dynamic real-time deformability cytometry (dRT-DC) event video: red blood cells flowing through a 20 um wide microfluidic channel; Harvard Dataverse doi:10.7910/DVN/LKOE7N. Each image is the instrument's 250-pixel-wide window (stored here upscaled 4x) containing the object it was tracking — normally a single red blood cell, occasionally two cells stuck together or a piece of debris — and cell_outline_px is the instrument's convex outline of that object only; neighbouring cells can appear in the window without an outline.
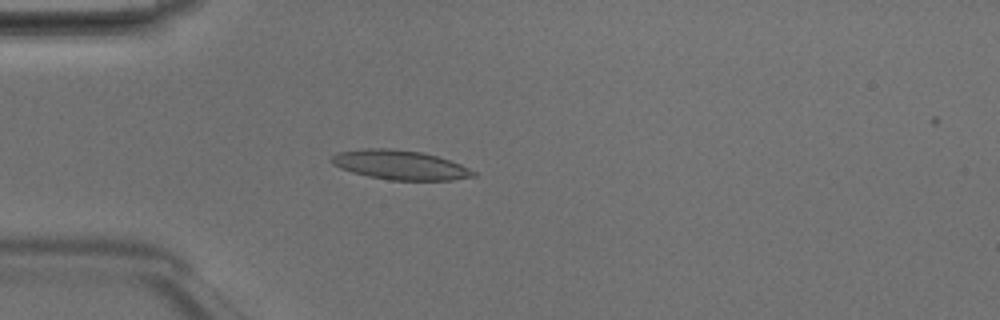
{"species": "Egyptian fruit bat (a non-hibernating species)", "species_latin": "Rousettus aegyptiacus", "temperature_condition": "room temperature", "stored_images_in_passage": 26, "camera_frame_rate_fps": 3000, "um_per_image_px": 0.085, "animal": {"sex": "male"}, "frame": {"image": 1, "passage_image": 7, "time_ms": 2.0, "image_size_px": [1000, 320], "cell_outline_px": [[476, 176], [452, 180], [388, 180], [368, 176], [352, 172], [340, 168], [332, 164], [328, 160], [332, 156], [340, 152], [368, 148], [388, 148], [420, 152], [436, 156], [460, 164], [476, 172]], "centroid_in_image_um": [33.98, 14.03], "position_along_channel_um": 51.0, "area_um2": 24.1}}
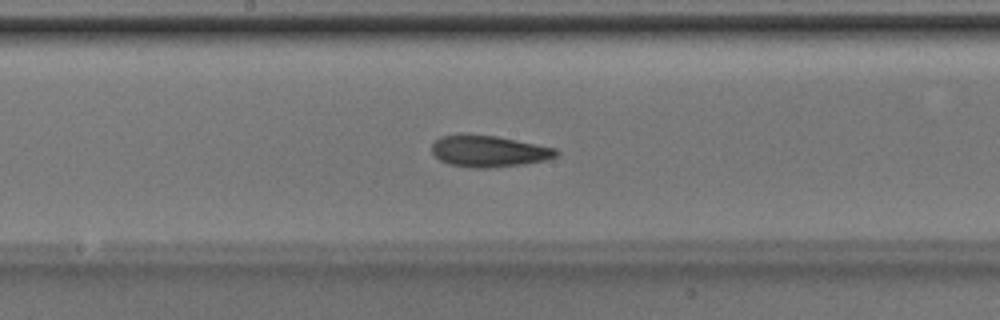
{"frame": {"image": 2, "passage_image": 19, "time_ms": 6.0, "image_size_px": [1000, 320], "cell_outline_px": [[560, 152], [556, 156], [544, 160], [520, 164], [492, 168], [472, 168], [448, 164], [440, 160], [432, 152], [432, 144], [440, 136], [464, 132], [496, 136], [556, 148]], "centroid_in_image_um": [41.49, 12.83], "position_along_channel_um": 206.7, "area_um2": 23.06}}
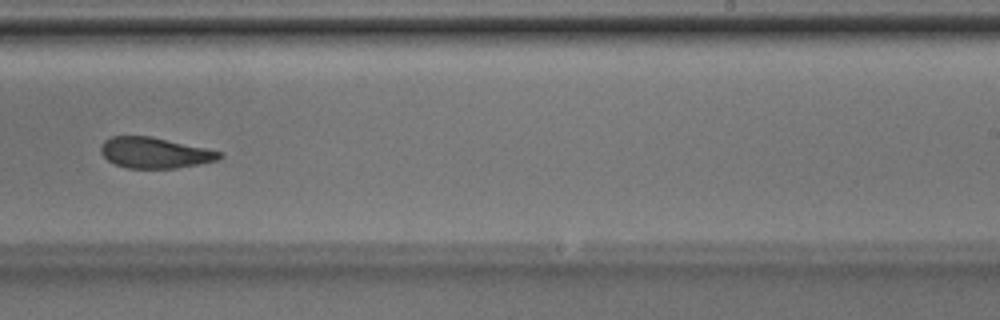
{"frame": {"image": 3, "passage_image": 24, "time_ms": 7.667, "image_size_px": [1000, 320], "cell_outline_px": [[224, 156], [220, 160], [200, 164], [176, 168], [128, 168], [116, 164], [108, 160], [100, 152], [100, 148], [104, 140], [112, 136], [152, 136], [224, 152]], "centroid_in_image_um": [13.2, 12.98], "position_along_channel_um": 275.8, "area_um2": 21.44}}